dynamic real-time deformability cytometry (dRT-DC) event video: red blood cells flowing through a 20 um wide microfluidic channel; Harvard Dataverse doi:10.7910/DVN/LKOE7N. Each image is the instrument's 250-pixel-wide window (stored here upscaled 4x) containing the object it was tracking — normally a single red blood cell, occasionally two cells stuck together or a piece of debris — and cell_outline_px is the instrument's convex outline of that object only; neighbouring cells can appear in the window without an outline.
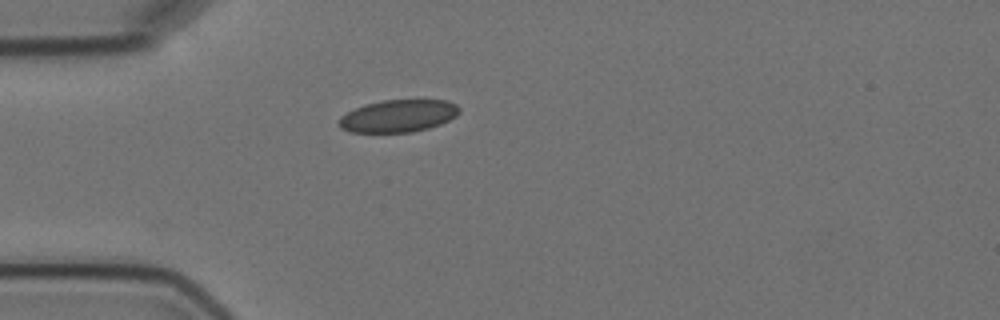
{"species": "Egyptian fruit bat (a non-hibernating species)", "species_latin": "Rousettus aegyptiacus", "temperature_condition": "cold", "stored_images_in_passage": 3, "camera_frame_rate_fps": 3000, "um_per_image_px": 0.085, "animal": {"sex": "female"}, "frame": {"image": 1, "passage_image": 1, "time_ms": 0.0, "image_size_px": [1000, 320], "cell_outline_px": [[460, 112], [456, 116], [440, 124], [428, 128], [412, 132], [348, 132], [340, 128], [336, 124], [340, 116], [364, 104], [384, 100], [448, 100], [456, 104], [460, 108]], "centroid_in_image_um": [33.83, 9.85], "position_along_channel_um": 51.2, "area_um2": 22.83}}
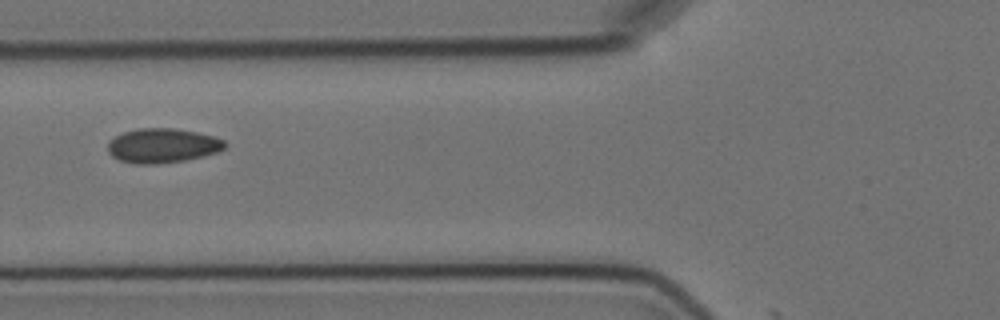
{"frame": {"image": 2, "passage_image": 3, "time_ms": 2.0, "image_size_px": [1000, 320], "cell_outline_px": [[228, 144], [224, 148], [216, 152], [184, 160], [156, 164], [136, 164], [120, 160], [112, 156], [108, 152], [108, 140], [124, 132], [136, 128], [172, 128], [196, 132], [212, 136], [224, 140]], "centroid_in_image_um": [13.78, 12.37], "position_along_channel_um": 112.0, "area_um2": 23.35}}